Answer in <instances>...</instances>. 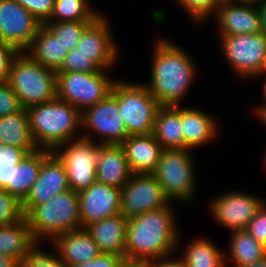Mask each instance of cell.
Here are the masks:
<instances>
[{"instance_id": "8992f818", "label": "cell", "mask_w": 266, "mask_h": 267, "mask_svg": "<svg viewBox=\"0 0 266 267\" xmlns=\"http://www.w3.org/2000/svg\"><path fill=\"white\" fill-rule=\"evenodd\" d=\"M116 97L126 132L131 135L152 134L159 107L144 84L117 80L111 91Z\"/></svg>"}, {"instance_id": "8fae6325", "label": "cell", "mask_w": 266, "mask_h": 267, "mask_svg": "<svg viewBox=\"0 0 266 267\" xmlns=\"http://www.w3.org/2000/svg\"><path fill=\"white\" fill-rule=\"evenodd\" d=\"M81 119L82 129H86L81 135L83 139L93 141V136H89L92 131L102 138L98 144L121 145L129 136L119 113L117 97L112 92L101 102L84 109Z\"/></svg>"}, {"instance_id": "f907efd6", "label": "cell", "mask_w": 266, "mask_h": 267, "mask_svg": "<svg viewBox=\"0 0 266 267\" xmlns=\"http://www.w3.org/2000/svg\"><path fill=\"white\" fill-rule=\"evenodd\" d=\"M233 3H249V4H255L262 2L263 0H228Z\"/></svg>"}, {"instance_id": "4dcf8cb0", "label": "cell", "mask_w": 266, "mask_h": 267, "mask_svg": "<svg viewBox=\"0 0 266 267\" xmlns=\"http://www.w3.org/2000/svg\"><path fill=\"white\" fill-rule=\"evenodd\" d=\"M89 4V0H55L51 18L46 22H93L101 13Z\"/></svg>"}, {"instance_id": "ac0fdd59", "label": "cell", "mask_w": 266, "mask_h": 267, "mask_svg": "<svg viewBox=\"0 0 266 267\" xmlns=\"http://www.w3.org/2000/svg\"><path fill=\"white\" fill-rule=\"evenodd\" d=\"M213 15L219 24V36L262 32L258 3H233L222 0Z\"/></svg>"}, {"instance_id": "3957f363", "label": "cell", "mask_w": 266, "mask_h": 267, "mask_svg": "<svg viewBox=\"0 0 266 267\" xmlns=\"http://www.w3.org/2000/svg\"><path fill=\"white\" fill-rule=\"evenodd\" d=\"M26 110L38 149L53 151L59 145L82 138L77 131L82 126L81 111L70 103L55 98Z\"/></svg>"}, {"instance_id": "d4e9b609", "label": "cell", "mask_w": 266, "mask_h": 267, "mask_svg": "<svg viewBox=\"0 0 266 267\" xmlns=\"http://www.w3.org/2000/svg\"><path fill=\"white\" fill-rule=\"evenodd\" d=\"M25 52L34 61L55 72L61 68L68 53L59 39L43 24L38 29L31 45Z\"/></svg>"}, {"instance_id": "4fadbf2b", "label": "cell", "mask_w": 266, "mask_h": 267, "mask_svg": "<svg viewBox=\"0 0 266 267\" xmlns=\"http://www.w3.org/2000/svg\"><path fill=\"white\" fill-rule=\"evenodd\" d=\"M264 203V200L255 195L231 191L214 198L209 207L215 221L233 231L246 229Z\"/></svg>"}, {"instance_id": "f546056e", "label": "cell", "mask_w": 266, "mask_h": 267, "mask_svg": "<svg viewBox=\"0 0 266 267\" xmlns=\"http://www.w3.org/2000/svg\"><path fill=\"white\" fill-rule=\"evenodd\" d=\"M226 255V252L221 251L210 240L194 238L180 258L187 267H225Z\"/></svg>"}, {"instance_id": "d6a6232c", "label": "cell", "mask_w": 266, "mask_h": 267, "mask_svg": "<svg viewBox=\"0 0 266 267\" xmlns=\"http://www.w3.org/2000/svg\"><path fill=\"white\" fill-rule=\"evenodd\" d=\"M24 217L22 202L14 195L0 189V227L12 225Z\"/></svg>"}, {"instance_id": "4316f807", "label": "cell", "mask_w": 266, "mask_h": 267, "mask_svg": "<svg viewBox=\"0 0 266 267\" xmlns=\"http://www.w3.org/2000/svg\"><path fill=\"white\" fill-rule=\"evenodd\" d=\"M0 143L23 148L28 153L38 149L30 132L26 109L0 117Z\"/></svg>"}, {"instance_id": "60d3db41", "label": "cell", "mask_w": 266, "mask_h": 267, "mask_svg": "<svg viewBox=\"0 0 266 267\" xmlns=\"http://www.w3.org/2000/svg\"><path fill=\"white\" fill-rule=\"evenodd\" d=\"M27 154L28 152L23 148L0 143V168L19 164Z\"/></svg>"}, {"instance_id": "30bf717a", "label": "cell", "mask_w": 266, "mask_h": 267, "mask_svg": "<svg viewBox=\"0 0 266 267\" xmlns=\"http://www.w3.org/2000/svg\"><path fill=\"white\" fill-rule=\"evenodd\" d=\"M52 152L63 163L69 188L73 191L80 192L87 189L96 181V166L99 156L97 142L95 144L94 141L81 138L59 145Z\"/></svg>"}, {"instance_id": "ab89813d", "label": "cell", "mask_w": 266, "mask_h": 267, "mask_svg": "<svg viewBox=\"0 0 266 267\" xmlns=\"http://www.w3.org/2000/svg\"><path fill=\"white\" fill-rule=\"evenodd\" d=\"M19 53L13 45L0 40V84L8 82L12 62Z\"/></svg>"}, {"instance_id": "816d5d0a", "label": "cell", "mask_w": 266, "mask_h": 267, "mask_svg": "<svg viewBox=\"0 0 266 267\" xmlns=\"http://www.w3.org/2000/svg\"><path fill=\"white\" fill-rule=\"evenodd\" d=\"M265 163V166H266V153H265V156H264V162Z\"/></svg>"}, {"instance_id": "603a6c76", "label": "cell", "mask_w": 266, "mask_h": 267, "mask_svg": "<svg viewBox=\"0 0 266 267\" xmlns=\"http://www.w3.org/2000/svg\"><path fill=\"white\" fill-rule=\"evenodd\" d=\"M217 120L197 108L182 107L184 149H195L212 142L217 135Z\"/></svg>"}, {"instance_id": "f1b7e54d", "label": "cell", "mask_w": 266, "mask_h": 267, "mask_svg": "<svg viewBox=\"0 0 266 267\" xmlns=\"http://www.w3.org/2000/svg\"><path fill=\"white\" fill-rule=\"evenodd\" d=\"M229 240V253L233 266L244 267L266 257V247L245 229L233 230ZM235 264V265H234Z\"/></svg>"}, {"instance_id": "7bdbcfd3", "label": "cell", "mask_w": 266, "mask_h": 267, "mask_svg": "<svg viewBox=\"0 0 266 267\" xmlns=\"http://www.w3.org/2000/svg\"><path fill=\"white\" fill-rule=\"evenodd\" d=\"M148 265L149 267H187L181 258L173 259L172 256L150 260Z\"/></svg>"}, {"instance_id": "681fc988", "label": "cell", "mask_w": 266, "mask_h": 267, "mask_svg": "<svg viewBox=\"0 0 266 267\" xmlns=\"http://www.w3.org/2000/svg\"><path fill=\"white\" fill-rule=\"evenodd\" d=\"M244 267H266V257L260 261H257Z\"/></svg>"}, {"instance_id": "7dc6e473", "label": "cell", "mask_w": 266, "mask_h": 267, "mask_svg": "<svg viewBox=\"0 0 266 267\" xmlns=\"http://www.w3.org/2000/svg\"><path fill=\"white\" fill-rule=\"evenodd\" d=\"M259 10L261 12L262 32L266 35V0L259 2Z\"/></svg>"}, {"instance_id": "b9f144b4", "label": "cell", "mask_w": 266, "mask_h": 267, "mask_svg": "<svg viewBox=\"0 0 266 267\" xmlns=\"http://www.w3.org/2000/svg\"><path fill=\"white\" fill-rule=\"evenodd\" d=\"M125 259L112 254H99L95 259L70 267H120Z\"/></svg>"}, {"instance_id": "44dd1931", "label": "cell", "mask_w": 266, "mask_h": 267, "mask_svg": "<svg viewBox=\"0 0 266 267\" xmlns=\"http://www.w3.org/2000/svg\"><path fill=\"white\" fill-rule=\"evenodd\" d=\"M121 146L133 174L153 173L163 151L153 134L128 136Z\"/></svg>"}, {"instance_id": "6da1fadb", "label": "cell", "mask_w": 266, "mask_h": 267, "mask_svg": "<svg viewBox=\"0 0 266 267\" xmlns=\"http://www.w3.org/2000/svg\"><path fill=\"white\" fill-rule=\"evenodd\" d=\"M174 214L169 205L128 219L125 260L150 261L176 252L180 238Z\"/></svg>"}, {"instance_id": "5b68a950", "label": "cell", "mask_w": 266, "mask_h": 267, "mask_svg": "<svg viewBox=\"0 0 266 267\" xmlns=\"http://www.w3.org/2000/svg\"><path fill=\"white\" fill-rule=\"evenodd\" d=\"M8 84L23 109L57 98V73L34 61L26 52L14 58Z\"/></svg>"}, {"instance_id": "c3c4849f", "label": "cell", "mask_w": 266, "mask_h": 267, "mask_svg": "<svg viewBox=\"0 0 266 267\" xmlns=\"http://www.w3.org/2000/svg\"><path fill=\"white\" fill-rule=\"evenodd\" d=\"M120 267H149L148 261L125 260Z\"/></svg>"}, {"instance_id": "484cf974", "label": "cell", "mask_w": 266, "mask_h": 267, "mask_svg": "<svg viewBox=\"0 0 266 267\" xmlns=\"http://www.w3.org/2000/svg\"><path fill=\"white\" fill-rule=\"evenodd\" d=\"M51 152L46 149H37L25 155L19 164L14 165L12 184H8V193L22 202L37 180L42 161Z\"/></svg>"}, {"instance_id": "cb8c5ba5", "label": "cell", "mask_w": 266, "mask_h": 267, "mask_svg": "<svg viewBox=\"0 0 266 267\" xmlns=\"http://www.w3.org/2000/svg\"><path fill=\"white\" fill-rule=\"evenodd\" d=\"M152 134L163 149H184L182 107L180 105L160 106Z\"/></svg>"}, {"instance_id": "f6af8a7d", "label": "cell", "mask_w": 266, "mask_h": 267, "mask_svg": "<svg viewBox=\"0 0 266 267\" xmlns=\"http://www.w3.org/2000/svg\"><path fill=\"white\" fill-rule=\"evenodd\" d=\"M263 96L265 99V103L263 105H260L259 107H257L255 109V113L257 115V117L262 120L261 122L264 123V125H266V78L263 81Z\"/></svg>"}, {"instance_id": "d6986e66", "label": "cell", "mask_w": 266, "mask_h": 267, "mask_svg": "<svg viewBox=\"0 0 266 267\" xmlns=\"http://www.w3.org/2000/svg\"><path fill=\"white\" fill-rule=\"evenodd\" d=\"M51 241L65 267L86 263L100 254L97 244L85 228L64 232Z\"/></svg>"}, {"instance_id": "7c38bea8", "label": "cell", "mask_w": 266, "mask_h": 267, "mask_svg": "<svg viewBox=\"0 0 266 267\" xmlns=\"http://www.w3.org/2000/svg\"><path fill=\"white\" fill-rule=\"evenodd\" d=\"M172 202L152 173L133 174L121 189V214L127 219Z\"/></svg>"}, {"instance_id": "e575fe53", "label": "cell", "mask_w": 266, "mask_h": 267, "mask_svg": "<svg viewBox=\"0 0 266 267\" xmlns=\"http://www.w3.org/2000/svg\"><path fill=\"white\" fill-rule=\"evenodd\" d=\"M55 250L56 253L54 254L42 251L36 242L30 248L25 260L20 263V267H65L61 262L58 250L56 248Z\"/></svg>"}, {"instance_id": "2e32d148", "label": "cell", "mask_w": 266, "mask_h": 267, "mask_svg": "<svg viewBox=\"0 0 266 267\" xmlns=\"http://www.w3.org/2000/svg\"><path fill=\"white\" fill-rule=\"evenodd\" d=\"M69 189L65 167L59 158L51 152L42 161L37 180L22 201L24 215L34 206L45 203L58 193Z\"/></svg>"}, {"instance_id": "74e56055", "label": "cell", "mask_w": 266, "mask_h": 267, "mask_svg": "<svg viewBox=\"0 0 266 267\" xmlns=\"http://www.w3.org/2000/svg\"><path fill=\"white\" fill-rule=\"evenodd\" d=\"M22 106L8 82L0 84V117L19 112Z\"/></svg>"}, {"instance_id": "1f68e13d", "label": "cell", "mask_w": 266, "mask_h": 267, "mask_svg": "<svg viewBox=\"0 0 266 267\" xmlns=\"http://www.w3.org/2000/svg\"><path fill=\"white\" fill-rule=\"evenodd\" d=\"M92 22L71 21V22H45L43 25L54 34L67 52L77 47L84 30Z\"/></svg>"}, {"instance_id": "52a82bcc", "label": "cell", "mask_w": 266, "mask_h": 267, "mask_svg": "<svg viewBox=\"0 0 266 267\" xmlns=\"http://www.w3.org/2000/svg\"><path fill=\"white\" fill-rule=\"evenodd\" d=\"M190 153L191 149H163L152 173L170 201L190 202L194 196L196 169Z\"/></svg>"}, {"instance_id": "ffe728a7", "label": "cell", "mask_w": 266, "mask_h": 267, "mask_svg": "<svg viewBox=\"0 0 266 267\" xmlns=\"http://www.w3.org/2000/svg\"><path fill=\"white\" fill-rule=\"evenodd\" d=\"M128 219L120 214L106 217L85 229L94 239L101 254H112L125 259V242Z\"/></svg>"}, {"instance_id": "8d00e7d4", "label": "cell", "mask_w": 266, "mask_h": 267, "mask_svg": "<svg viewBox=\"0 0 266 267\" xmlns=\"http://www.w3.org/2000/svg\"><path fill=\"white\" fill-rule=\"evenodd\" d=\"M28 10L41 24L51 18L55 0H15Z\"/></svg>"}, {"instance_id": "e0dca14e", "label": "cell", "mask_w": 266, "mask_h": 267, "mask_svg": "<svg viewBox=\"0 0 266 267\" xmlns=\"http://www.w3.org/2000/svg\"><path fill=\"white\" fill-rule=\"evenodd\" d=\"M111 32L110 23L101 14L84 30L77 44L78 50L103 70L112 66L119 57Z\"/></svg>"}, {"instance_id": "7a4b0ae2", "label": "cell", "mask_w": 266, "mask_h": 267, "mask_svg": "<svg viewBox=\"0 0 266 267\" xmlns=\"http://www.w3.org/2000/svg\"><path fill=\"white\" fill-rule=\"evenodd\" d=\"M150 83L144 85L161 106L180 105L196 76L193 58L175 43H155ZM186 93V94H185Z\"/></svg>"}, {"instance_id": "277c9868", "label": "cell", "mask_w": 266, "mask_h": 267, "mask_svg": "<svg viewBox=\"0 0 266 267\" xmlns=\"http://www.w3.org/2000/svg\"><path fill=\"white\" fill-rule=\"evenodd\" d=\"M25 218L36 242L45 236L53 240L59 234L80 229L78 192L69 189L58 193L49 201L34 206Z\"/></svg>"}, {"instance_id": "ba28073f", "label": "cell", "mask_w": 266, "mask_h": 267, "mask_svg": "<svg viewBox=\"0 0 266 267\" xmlns=\"http://www.w3.org/2000/svg\"><path fill=\"white\" fill-rule=\"evenodd\" d=\"M107 70L97 72H56L57 98L70 103L81 112L104 100L117 80L107 76Z\"/></svg>"}, {"instance_id": "f35d334b", "label": "cell", "mask_w": 266, "mask_h": 267, "mask_svg": "<svg viewBox=\"0 0 266 267\" xmlns=\"http://www.w3.org/2000/svg\"><path fill=\"white\" fill-rule=\"evenodd\" d=\"M245 230L266 247V203L254 215Z\"/></svg>"}, {"instance_id": "9c48e42d", "label": "cell", "mask_w": 266, "mask_h": 267, "mask_svg": "<svg viewBox=\"0 0 266 267\" xmlns=\"http://www.w3.org/2000/svg\"><path fill=\"white\" fill-rule=\"evenodd\" d=\"M222 52L233 71L242 78L266 77V35L235 34L219 36Z\"/></svg>"}, {"instance_id": "83f0119b", "label": "cell", "mask_w": 266, "mask_h": 267, "mask_svg": "<svg viewBox=\"0 0 266 267\" xmlns=\"http://www.w3.org/2000/svg\"><path fill=\"white\" fill-rule=\"evenodd\" d=\"M35 243L25 217L12 225L0 227V254L12 256L21 263Z\"/></svg>"}, {"instance_id": "d590c367", "label": "cell", "mask_w": 266, "mask_h": 267, "mask_svg": "<svg viewBox=\"0 0 266 267\" xmlns=\"http://www.w3.org/2000/svg\"><path fill=\"white\" fill-rule=\"evenodd\" d=\"M100 70L88 56L76 47L67 53L63 65L57 72H97Z\"/></svg>"}, {"instance_id": "bcb514c9", "label": "cell", "mask_w": 266, "mask_h": 267, "mask_svg": "<svg viewBox=\"0 0 266 267\" xmlns=\"http://www.w3.org/2000/svg\"><path fill=\"white\" fill-rule=\"evenodd\" d=\"M0 267H20V262L12 256L0 254Z\"/></svg>"}, {"instance_id": "ee69618b", "label": "cell", "mask_w": 266, "mask_h": 267, "mask_svg": "<svg viewBox=\"0 0 266 267\" xmlns=\"http://www.w3.org/2000/svg\"><path fill=\"white\" fill-rule=\"evenodd\" d=\"M13 167L0 168V189L8 192V184H12Z\"/></svg>"}, {"instance_id": "5bb4252c", "label": "cell", "mask_w": 266, "mask_h": 267, "mask_svg": "<svg viewBox=\"0 0 266 267\" xmlns=\"http://www.w3.org/2000/svg\"><path fill=\"white\" fill-rule=\"evenodd\" d=\"M42 24L15 0H0V40L25 52Z\"/></svg>"}, {"instance_id": "836d02e7", "label": "cell", "mask_w": 266, "mask_h": 267, "mask_svg": "<svg viewBox=\"0 0 266 267\" xmlns=\"http://www.w3.org/2000/svg\"><path fill=\"white\" fill-rule=\"evenodd\" d=\"M181 7L189 13L191 19L197 23H202L207 18L213 16L222 0H177Z\"/></svg>"}, {"instance_id": "9a60e30c", "label": "cell", "mask_w": 266, "mask_h": 267, "mask_svg": "<svg viewBox=\"0 0 266 267\" xmlns=\"http://www.w3.org/2000/svg\"><path fill=\"white\" fill-rule=\"evenodd\" d=\"M82 228L121 213V189L95 181L78 192Z\"/></svg>"}, {"instance_id": "7402d4cb", "label": "cell", "mask_w": 266, "mask_h": 267, "mask_svg": "<svg viewBox=\"0 0 266 267\" xmlns=\"http://www.w3.org/2000/svg\"><path fill=\"white\" fill-rule=\"evenodd\" d=\"M132 175L121 145L99 144L96 181L122 189Z\"/></svg>"}]
</instances>
